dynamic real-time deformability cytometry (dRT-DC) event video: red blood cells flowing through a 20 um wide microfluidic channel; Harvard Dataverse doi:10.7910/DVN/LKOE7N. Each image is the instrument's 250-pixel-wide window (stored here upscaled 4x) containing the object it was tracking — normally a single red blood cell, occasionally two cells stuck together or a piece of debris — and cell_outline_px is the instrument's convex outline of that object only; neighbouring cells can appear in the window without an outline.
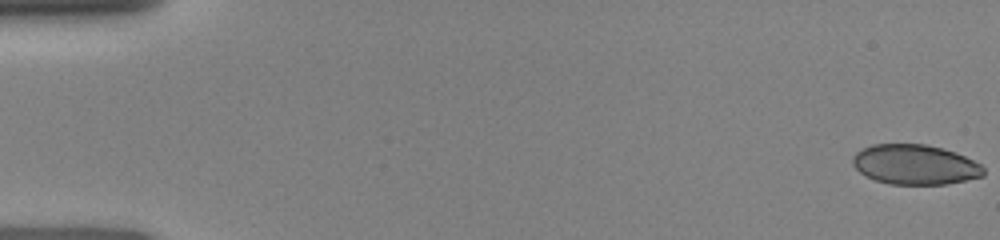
{"species": "human", "species_latin": "Homo sapiens", "temperature_condition": "room temperature", "stored_images_in_passage": 59, "camera_frame_rate_fps": 3000, "um_per_image_px": 0.085, "donor": {"sex": "female"}, "frame": {"image": 1, "passage_image": 1, "time_ms": 0.0, "image_size_px": [1000, 240], "cell_outline_px": [[984, 176], [944, 184], [888, 184], [876, 180], [860, 172], [852, 164], [852, 156], [856, 152], [872, 144], [924, 144], [944, 148], [956, 152], [980, 164], [984, 168]], "centroid_in_image_um": [77.77, 13.98], "position_along_channel_um": 7.2, "area_um2": 30.35}}
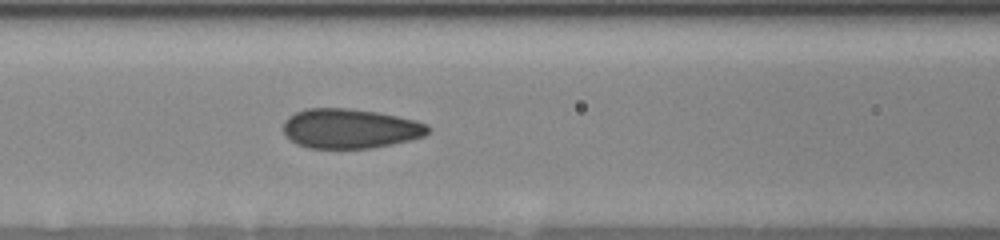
{"frame": {"image": 2, "passage_image": 21, "time_ms": 6.667, "image_size_px": [1000, 240], "cell_outline_px": [[428, 132], [424, 136], [392, 144], [372, 148], [308, 148], [296, 144], [284, 136], [284, 120], [288, 116], [296, 112], [308, 108], [348, 108], [376, 112], [416, 120], [428, 124]], "centroid_in_image_um": [29.72, 10.93], "position_along_channel_um": 136.9, "area_um2": 33.47}}
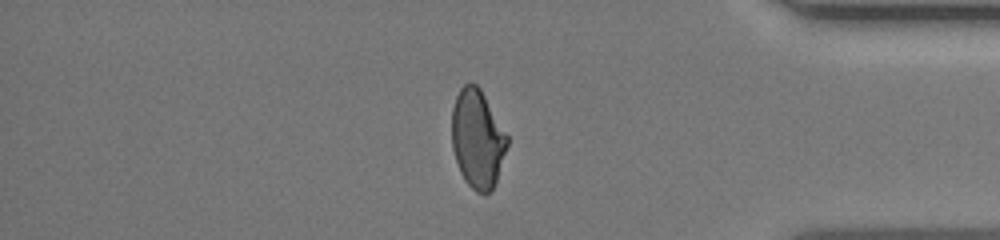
{"frame": {"image": 3, "passage_image": 52, "time_ms": 13.333, "image_size_px": [1000, 240], "cell_outline_px": [[508, 144], [496, 184], [492, 192], [476, 192], [464, 180], [460, 172], [452, 148], [452, 108], [456, 96], [460, 88], [464, 84], [476, 84], [480, 88], [508, 136]], "centroid_in_image_um": [40.58, 11.82], "position_along_channel_um": 394.6, "area_um2": 31.79}}